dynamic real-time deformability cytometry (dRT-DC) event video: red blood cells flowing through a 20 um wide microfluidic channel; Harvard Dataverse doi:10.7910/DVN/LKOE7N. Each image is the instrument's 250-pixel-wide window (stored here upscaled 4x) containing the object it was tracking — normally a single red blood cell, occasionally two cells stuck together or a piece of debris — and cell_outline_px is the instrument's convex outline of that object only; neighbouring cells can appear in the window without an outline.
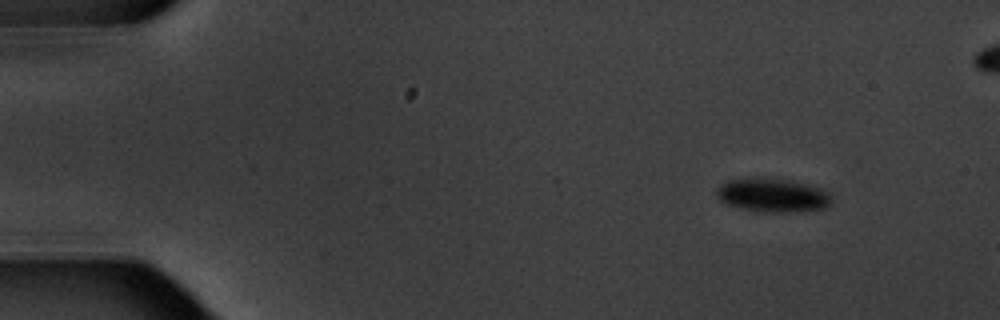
{"species": "common noctule bat (a hibernating species)", "species_latin": "Nyctalus noctula", "temperature_condition": "warm", "stored_images_in_passage": 3, "camera_frame_rate_fps": 3000, "um_per_image_px": 0.085, "animal": {"sex": "male", "body_mass_g": 20.1, "forearm_length_mm": 53.5}, "frame": {"image": 1, "passage_image": 1, "time_ms": 0.0, "image_size_px": [1000, 320], "cell_outline_px": [[832, 204], [828, 208], [788, 212], [764, 212], [740, 208], [724, 204], [716, 196], [716, 192], [720, 184], [728, 180], [784, 180], [824, 188], [832, 192]], "centroid_in_image_um": [65.75, 16.64], "position_along_channel_um": 19.3, "area_um2": 22.25}}